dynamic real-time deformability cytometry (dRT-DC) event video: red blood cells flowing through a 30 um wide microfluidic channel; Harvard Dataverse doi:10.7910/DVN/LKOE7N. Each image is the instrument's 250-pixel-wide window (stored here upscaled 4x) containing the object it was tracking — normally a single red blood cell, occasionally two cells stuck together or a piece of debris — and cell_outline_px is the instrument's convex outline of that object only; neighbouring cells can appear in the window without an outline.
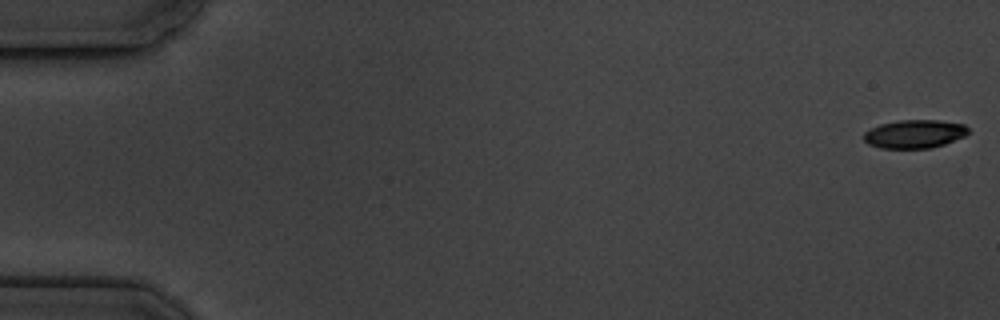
{"species": "common noctule bat (a hibernating species)", "species_latin": "Nyctalus noctula", "temperature_condition": "cold", "stored_images_in_passage": 16, "camera_frame_rate_fps": 3000, "um_per_image_px": 0.085, "animal": {"sex": "male", "body_mass_g": 19.5, "forearm_length_mm": 54.6}, "frame": {"image": 1, "passage_image": 1, "time_ms": 0.0, "image_size_px": [1000, 320], "cell_outline_px": [[972, 132], [964, 136], [944, 144], [932, 148], [880, 148], [868, 144], [864, 140], [864, 132], [880, 124], [900, 120], [940, 120], [964, 124]], "centroid_in_image_um": [77.76, 11.38], "position_along_channel_um": 7.2, "area_um2": 17.34}}
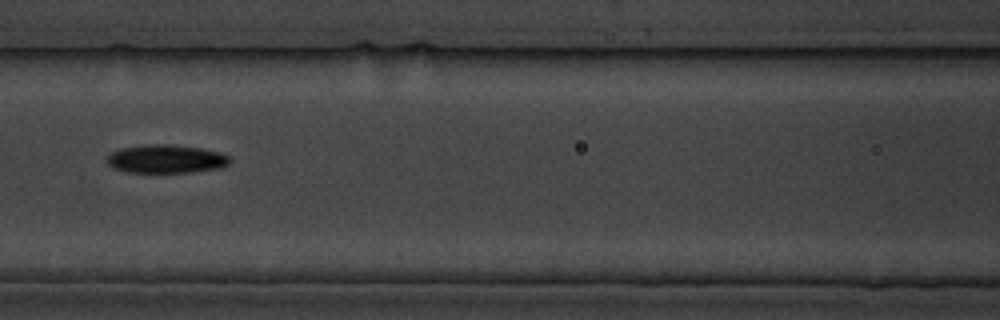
{"frame": {"image": 2, "passage_image": 8, "time_ms": 8.333, "image_size_px": [1000, 320], "cell_outline_px": [[232, 160], [228, 164], [220, 168], [192, 172], [124, 172], [112, 168], [108, 164], [108, 156], [112, 152], [120, 148], [152, 144], [164, 144], [200, 148], [220, 152], [228, 156]], "centroid_in_image_um": [14.12, 13.52], "position_along_channel_um": 152.5, "area_um2": 20.23}}
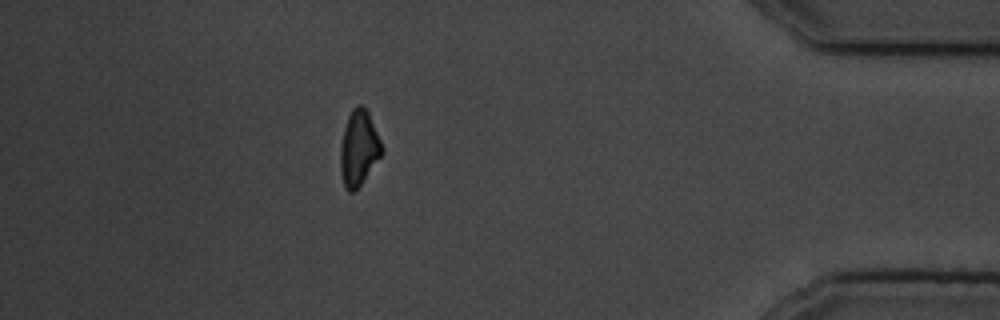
{"frame": {"image": 3, "passage_image": 15, "time_ms": 16.667, "image_size_px": [1000, 320], "cell_outline_px": [[384, 152], [360, 184], [352, 192], [348, 192], [344, 188], [340, 172], [340, 148], [344, 128], [348, 116], [352, 108], [356, 104], [360, 104], [368, 112], [384, 148]], "centroid_in_image_um": [30.49, 12.59], "position_along_channel_um": 404.7, "area_um2": 18.15}, "authors_computed_cell_mechanics": {"area_um2": 19.1896, "velocity_mm_per_s": 3.5288, "shape_relaxation_time_tau1_ms": 2.517, "shape_relaxation_time_tau2_ms": null, "deformation_change_tau1": 0.1095, "deformation_change_tau2": null}}